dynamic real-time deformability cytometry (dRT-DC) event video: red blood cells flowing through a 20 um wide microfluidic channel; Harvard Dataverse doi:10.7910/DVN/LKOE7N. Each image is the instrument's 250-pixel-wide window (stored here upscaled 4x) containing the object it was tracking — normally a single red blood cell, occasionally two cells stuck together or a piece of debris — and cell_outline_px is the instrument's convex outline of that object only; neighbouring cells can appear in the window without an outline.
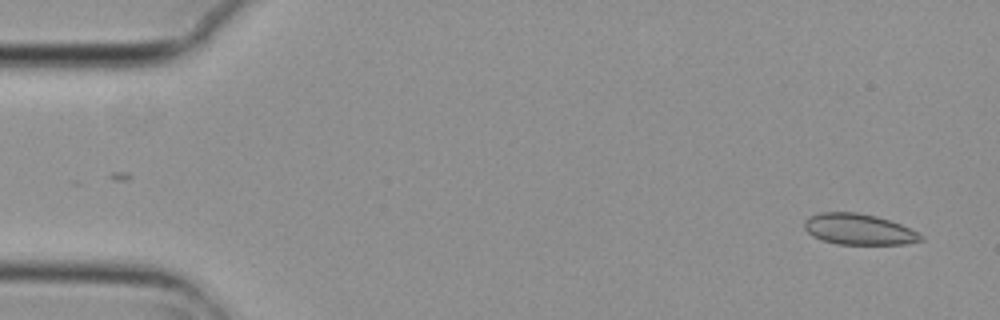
{"species": "common noctule bat (a hibernating species)", "species_latin": "Nyctalus noctula", "temperature_condition": "cold", "stored_images_in_passage": 6, "camera_frame_rate_fps": 3000, "um_per_image_px": 0.085, "animal": {"sex": "female", "body_mass_g": 29.2, "forearm_length_mm": 56.3}, "frame": {"image": 1, "passage_image": 1, "time_ms": 0.0, "image_size_px": [1000, 320], "cell_outline_px": [[924, 240], [904, 244], [836, 244], [820, 240], [812, 236], [804, 228], [804, 220], [808, 216], [820, 212], [856, 212], [876, 216], [900, 224], [924, 236]], "centroid_in_image_um": [72.94, 19.49], "position_along_channel_um": 12.1, "area_um2": 21.04}}
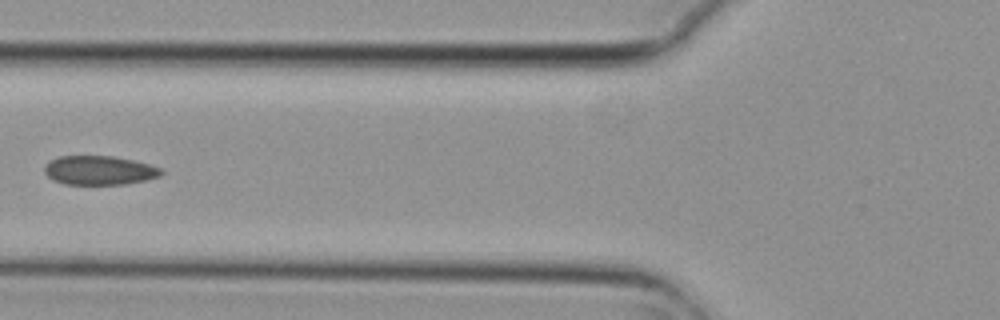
{"frame": {"image": 2, "passage_image": 5, "time_ms": 1.333, "image_size_px": [1000, 320], "cell_outline_px": [[164, 172], [160, 176], [144, 180], [124, 184], [64, 184], [52, 180], [44, 172], [44, 168], [48, 160], [60, 156], [112, 156], [132, 160], [148, 164], [160, 168]], "centroid_in_image_um": [8.4, 14.47], "position_along_channel_um": 117.4, "area_um2": 19.71}}
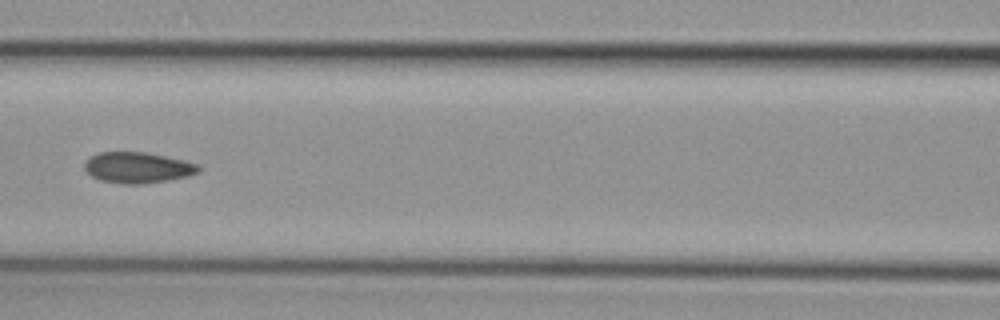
{"frame": {"image": 3, "passage_image": 6, "time_ms": 1.667, "image_size_px": [1000, 320], "cell_outline_px": [[200, 172], [188, 176], [168, 180], [140, 184], [124, 184], [100, 180], [92, 176], [84, 168], [84, 160], [88, 156], [100, 152], [144, 152], [184, 160], [196, 164], [200, 168]], "centroid_in_image_um": [11.66, 14.24], "position_along_channel_um": 154.9, "area_um2": 20.52}}